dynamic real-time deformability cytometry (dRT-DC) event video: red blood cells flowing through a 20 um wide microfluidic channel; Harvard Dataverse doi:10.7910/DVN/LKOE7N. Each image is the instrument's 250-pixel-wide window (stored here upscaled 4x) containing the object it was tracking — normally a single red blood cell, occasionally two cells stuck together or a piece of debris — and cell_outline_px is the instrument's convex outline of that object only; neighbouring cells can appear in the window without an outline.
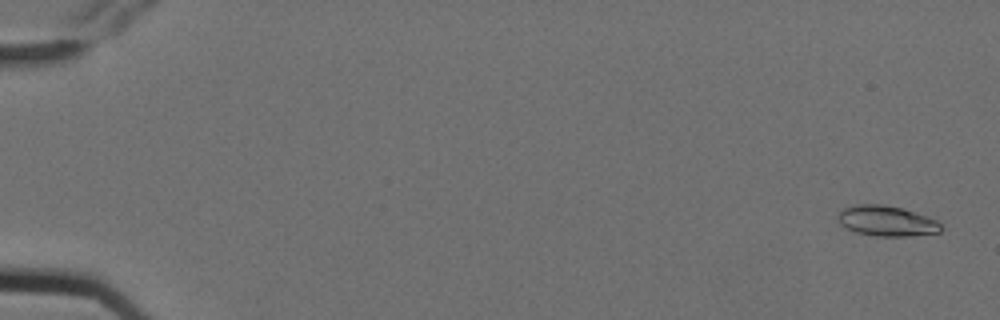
{"species": "Egyptian fruit bat (a non-hibernating species)", "species_latin": "Rousettus aegyptiacus", "temperature_condition": "cold", "stored_images_in_passage": 5, "camera_frame_rate_fps": 3000, "um_per_image_px": 0.085, "animal": {"sex": "female"}, "frame": {"image": 1, "passage_image": 1, "time_ms": 0.0, "image_size_px": [1000, 320], "cell_outline_px": [[944, 228], [940, 232], [908, 236], [876, 236], [856, 232], [840, 224], [836, 216], [844, 208], [856, 204], [884, 204], [904, 208], [936, 220]], "centroid_in_image_um": [75.36, 18.77], "position_along_channel_um": 9.6, "area_um2": 18.26}}